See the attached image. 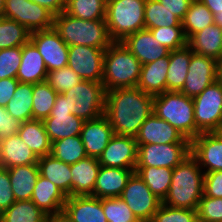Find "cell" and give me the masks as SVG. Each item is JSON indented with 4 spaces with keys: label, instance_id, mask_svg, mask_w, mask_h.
<instances>
[{
    "label": "cell",
    "instance_id": "obj_32",
    "mask_svg": "<svg viewBox=\"0 0 222 222\" xmlns=\"http://www.w3.org/2000/svg\"><path fill=\"white\" fill-rule=\"evenodd\" d=\"M191 60V48L186 45L170 51L167 72V91H180L185 83Z\"/></svg>",
    "mask_w": 222,
    "mask_h": 222
},
{
    "label": "cell",
    "instance_id": "obj_37",
    "mask_svg": "<svg viewBox=\"0 0 222 222\" xmlns=\"http://www.w3.org/2000/svg\"><path fill=\"white\" fill-rule=\"evenodd\" d=\"M107 0H68L65 12L82 20H106Z\"/></svg>",
    "mask_w": 222,
    "mask_h": 222
},
{
    "label": "cell",
    "instance_id": "obj_9",
    "mask_svg": "<svg viewBox=\"0 0 222 222\" xmlns=\"http://www.w3.org/2000/svg\"><path fill=\"white\" fill-rule=\"evenodd\" d=\"M5 18L15 20L31 33L53 28L54 15L31 0H5Z\"/></svg>",
    "mask_w": 222,
    "mask_h": 222
},
{
    "label": "cell",
    "instance_id": "obj_43",
    "mask_svg": "<svg viewBox=\"0 0 222 222\" xmlns=\"http://www.w3.org/2000/svg\"><path fill=\"white\" fill-rule=\"evenodd\" d=\"M46 81L58 94L65 93L83 80L68 66L47 73Z\"/></svg>",
    "mask_w": 222,
    "mask_h": 222
},
{
    "label": "cell",
    "instance_id": "obj_29",
    "mask_svg": "<svg viewBox=\"0 0 222 222\" xmlns=\"http://www.w3.org/2000/svg\"><path fill=\"white\" fill-rule=\"evenodd\" d=\"M39 174L54 183L66 197L71 196V165L56 159L53 155L39 157Z\"/></svg>",
    "mask_w": 222,
    "mask_h": 222
},
{
    "label": "cell",
    "instance_id": "obj_24",
    "mask_svg": "<svg viewBox=\"0 0 222 222\" xmlns=\"http://www.w3.org/2000/svg\"><path fill=\"white\" fill-rule=\"evenodd\" d=\"M101 165L94 157H86L71 165V196L92 195Z\"/></svg>",
    "mask_w": 222,
    "mask_h": 222
},
{
    "label": "cell",
    "instance_id": "obj_28",
    "mask_svg": "<svg viewBox=\"0 0 222 222\" xmlns=\"http://www.w3.org/2000/svg\"><path fill=\"white\" fill-rule=\"evenodd\" d=\"M187 45L198 55L222 60V28L216 24L205 27L193 34Z\"/></svg>",
    "mask_w": 222,
    "mask_h": 222
},
{
    "label": "cell",
    "instance_id": "obj_25",
    "mask_svg": "<svg viewBox=\"0 0 222 222\" xmlns=\"http://www.w3.org/2000/svg\"><path fill=\"white\" fill-rule=\"evenodd\" d=\"M47 67L36 46L29 40L22 46V58L17 80L21 83L36 84L46 81Z\"/></svg>",
    "mask_w": 222,
    "mask_h": 222
},
{
    "label": "cell",
    "instance_id": "obj_15",
    "mask_svg": "<svg viewBox=\"0 0 222 222\" xmlns=\"http://www.w3.org/2000/svg\"><path fill=\"white\" fill-rule=\"evenodd\" d=\"M30 41L44 59L48 72L67 66L68 45L54 28L32 32Z\"/></svg>",
    "mask_w": 222,
    "mask_h": 222
},
{
    "label": "cell",
    "instance_id": "obj_31",
    "mask_svg": "<svg viewBox=\"0 0 222 222\" xmlns=\"http://www.w3.org/2000/svg\"><path fill=\"white\" fill-rule=\"evenodd\" d=\"M18 134L38 157L51 154L52 142L42 120L32 119L22 122Z\"/></svg>",
    "mask_w": 222,
    "mask_h": 222
},
{
    "label": "cell",
    "instance_id": "obj_44",
    "mask_svg": "<svg viewBox=\"0 0 222 222\" xmlns=\"http://www.w3.org/2000/svg\"><path fill=\"white\" fill-rule=\"evenodd\" d=\"M149 30L160 45L166 46L170 51L187 45L183 27H159Z\"/></svg>",
    "mask_w": 222,
    "mask_h": 222
},
{
    "label": "cell",
    "instance_id": "obj_17",
    "mask_svg": "<svg viewBox=\"0 0 222 222\" xmlns=\"http://www.w3.org/2000/svg\"><path fill=\"white\" fill-rule=\"evenodd\" d=\"M137 153L138 145L134 137L114 134L98 160L104 167L135 169Z\"/></svg>",
    "mask_w": 222,
    "mask_h": 222
},
{
    "label": "cell",
    "instance_id": "obj_50",
    "mask_svg": "<svg viewBox=\"0 0 222 222\" xmlns=\"http://www.w3.org/2000/svg\"><path fill=\"white\" fill-rule=\"evenodd\" d=\"M21 123L19 120L13 118L5 109L0 106V139L18 134Z\"/></svg>",
    "mask_w": 222,
    "mask_h": 222
},
{
    "label": "cell",
    "instance_id": "obj_33",
    "mask_svg": "<svg viewBox=\"0 0 222 222\" xmlns=\"http://www.w3.org/2000/svg\"><path fill=\"white\" fill-rule=\"evenodd\" d=\"M171 168L153 167V166H136L135 172L149 187L151 192L161 201L165 199L170 188L172 179Z\"/></svg>",
    "mask_w": 222,
    "mask_h": 222
},
{
    "label": "cell",
    "instance_id": "obj_21",
    "mask_svg": "<svg viewBox=\"0 0 222 222\" xmlns=\"http://www.w3.org/2000/svg\"><path fill=\"white\" fill-rule=\"evenodd\" d=\"M135 169L101 166L91 196L97 198L120 197Z\"/></svg>",
    "mask_w": 222,
    "mask_h": 222
},
{
    "label": "cell",
    "instance_id": "obj_42",
    "mask_svg": "<svg viewBox=\"0 0 222 222\" xmlns=\"http://www.w3.org/2000/svg\"><path fill=\"white\" fill-rule=\"evenodd\" d=\"M102 209L108 222H140L121 197L102 198Z\"/></svg>",
    "mask_w": 222,
    "mask_h": 222
},
{
    "label": "cell",
    "instance_id": "obj_6",
    "mask_svg": "<svg viewBox=\"0 0 222 222\" xmlns=\"http://www.w3.org/2000/svg\"><path fill=\"white\" fill-rule=\"evenodd\" d=\"M146 0H107L106 24L111 39L122 42L128 35L145 28Z\"/></svg>",
    "mask_w": 222,
    "mask_h": 222
},
{
    "label": "cell",
    "instance_id": "obj_53",
    "mask_svg": "<svg viewBox=\"0 0 222 222\" xmlns=\"http://www.w3.org/2000/svg\"><path fill=\"white\" fill-rule=\"evenodd\" d=\"M32 2L43 6L49 10L54 16L65 11V2L63 0H31Z\"/></svg>",
    "mask_w": 222,
    "mask_h": 222
},
{
    "label": "cell",
    "instance_id": "obj_12",
    "mask_svg": "<svg viewBox=\"0 0 222 222\" xmlns=\"http://www.w3.org/2000/svg\"><path fill=\"white\" fill-rule=\"evenodd\" d=\"M105 49L96 47L71 45L68 46V63L82 80L102 83Z\"/></svg>",
    "mask_w": 222,
    "mask_h": 222
},
{
    "label": "cell",
    "instance_id": "obj_59",
    "mask_svg": "<svg viewBox=\"0 0 222 222\" xmlns=\"http://www.w3.org/2000/svg\"><path fill=\"white\" fill-rule=\"evenodd\" d=\"M196 222H214V221H207V220H202V219H196Z\"/></svg>",
    "mask_w": 222,
    "mask_h": 222
},
{
    "label": "cell",
    "instance_id": "obj_2",
    "mask_svg": "<svg viewBox=\"0 0 222 222\" xmlns=\"http://www.w3.org/2000/svg\"><path fill=\"white\" fill-rule=\"evenodd\" d=\"M204 177V171L190 154L173 168L170 188L162 203L174 208L197 210L204 193Z\"/></svg>",
    "mask_w": 222,
    "mask_h": 222
},
{
    "label": "cell",
    "instance_id": "obj_52",
    "mask_svg": "<svg viewBox=\"0 0 222 222\" xmlns=\"http://www.w3.org/2000/svg\"><path fill=\"white\" fill-rule=\"evenodd\" d=\"M19 81L17 78H5L0 80V106L5 107L13 98Z\"/></svg>",
    "mask_w": 222,
    "mask_h": 222
},
{
    "label": "cell",
    "instance_id": "obj_16",
    "mask_svg": "<svg viewBox=\"0 0 222 222\" xmlns=\"http://www.w3.org/2000/svg\"><path fill=\"white\" fill-rule=\"evenodd\" d=\"M190 154L204 173L222 171V136L218 132L200 133L190 142Z\"/></svg>",
    "mask_w": 222,
    "mask_h": 222
},
{
    "label": "cell",
    "instance_id": "obj_11",
    "mask_svg": "<svg viewBox=\"0 0 222 222\" xmlns=\"http://www.w3.org/2000/svg\"><path fill=\"white\" fill-rule=\"evenodd\" d=\"M136 166L173 169L190 155V143L137 144Z\"/></svg>",
    "mask_w": 222,
    "mask_h": 222
},
{
    "label": "cell",
    "instance_id": "obj_54",
    "mask_svg": "<svg viewBox=\"0 0 222 222\" xmlns=\"http://www.w3.org/2000/svg\"><path fill=\"white\" fill-rule=\"evenodd\" d=\"M46 222H73L67 213L62 210L55 214L47 215Z\"/></svg>",
    "mask_w": 222,
    "mask_h": 222
},
{
    "label": "cell",
    "instance_id": "obj_46",
    "mask_svg": "<svg viewBox=\"0 0 222 222\" xmlns=\"http://www.w3.org/2000/svg\"><path fill=\"white\" fill-rule=\"evenodd\" d=\"M22 58V47L0 50V80L16 78Z\"/></svg>",
    "mask_w": 222,
    "mask_h": 222
},
{
    "label": "cell",
    "instance_id": "obj_55",
    "mask_svg": "<svg viewBox=\"0 0 222 222\" xmlns=\"http://www.w3.org/2000/svg\"><path fill=\"white\" fill-rule=\"evenodd\" d=\"M211 12L216 14L222 12V0H200Z\"/></svg>",
    "mask_w": 222,
    "mask_h": 222
},
{
    "label": "cell",
    "instance_id": "obj_57",
    "mask_svg": "<svg viewBox=\"0 0 222 222\" xmlns=\"http://www.w3.org/2000/svg\"><path fill=\"white\" fill-rule=\"evenodd\" d=\"M217 80L222 84V60L218 61Z\"/></svg>",
    "mask_w": 222,
    "mask_h": 222
},
{
    "label": "cell",
    "instance_id": "obj_58",
    "mask_svg": "<svg viewBox=\"0 0 222 222\" xmlns=\"http://www.w3.org/2000/svg\"><path fill=\"white\" fill-rule=\"evenodd\" d=\"M4 7H5V0H0V18H4Z\"/></svg>",
    "mask_w": 222,
    "mask_h": 222
},
{
    "label": "cell",
    "instance_id": "obj_60",
    "mask_svg": "<svg viewBox=\"0 0 222 222\" xmlns=\"http://www.w3.org/2000/svg\"><path fill=\"white\" fill-rule=\"evenodd\" d=\"M218 133L222 136V125H221V127H220Z\"/></svg>",
    "mask_w": 222,
    "mask_h": 222
},
{
    "label": "cell",
    "instance_id": "obj_23",
    "mask_svg": "<svg viewBox=\"0 0 222 222\" xmlns=\"http://www.w3.org/2000/svg\"><path fill=\"white\" fill-rule=\"evenodd\" d=\"M39 157L21 139L19 134L0 139V167L37 164Z\"/></svg>",
    "mask_w": 222,
    "mask_h": 222
},
{
    "label": "cell",
    "instance_id": "obj_5",
    "mask_svg": "<svg viewBox=\"0 0 222 222\" xmlns=\"http://www.w3.org/2000/svg\"><path fill=\"white\" fill-rule=\"evenodd\" d=\"M153 113L175 127L190 142L201 133L194 119L193 99L180 91L155 95Z\"/></svg>",
    "mask_w": 222,
    "mask_h": 222
},
{
    "label": "cell",
    "instance_id": "obj_10",
    "mask_svg": "<svg viewBox=\"0 0 222 222\" xmlns=\"http://www.w3.org/2000/svg\"><path fill=\"white\" fill-rule=\"evenodd\" d=\"M120 197L140 222H150L162 203L136 172L129 178Z\"/></svg>",
    "mask_w": 222,
    "mask_h": 222
},
{
    "label": "cell",
    "instance_id": "obj_20",
    "mask_svg": "<svg viewBox=\"0 0 222 222\" xmlns=\"http://www.w3.org/2000/svg\"><path fill=\"white\" fill-rule=\"evenodd\" d=\"M122 43L143 64L154 62L170 54V50L153 37L149 29H141L128 35Z\"/></svg>",
    "mask_w": 222,
    "mask_h": 222
},
{
    "label": "cell",
    "instance_id": "obj_3",
    "mask_svg": "<svg viewBox=\"0 0 222 222\" xmlns=\"http://www.w3.org/2000/svg\"><path fill=\"white\" fill-rule=\"evenodd\" d=\"M53 28L68 46L83 45L106 50L114 42L106 20H82L63 11L54 16Z\"/></svg>",
    "mask_w": 222,
    "mask_h": 222
},
{
    "label": "cell",
    "instance_id": "obj_41",
    "mask_svg": "<svg viewBox=\"0 0 222 222\" xmlns=\"http://www.w3.org/2000/svg\"><path fill=\"white\" fill-rule=\"evenodd\" d=\"M57 94L47 81L33 84V119L43 120L50 116Z\"/></svg>",
    "mask_w": 222,
    "mask_h": 222
},
{
    "label": "cell",
    "instance_id": "obj_49",
    "mask_svg": "<svg viewBox=\"0 0 222 222\" xmlns=\"http://www.w3.org/2000/svg\"><path fill=\"white\" fill-rule=\"evenodd\" d=\"M203 194L207 197L222 198V171L205 173Z\"/></svg>",
    "mask_w": 222,
    "mask_h": 222
},
{
    "label": "cell",
    "instance_id": "obj_39",
    "mask_svg": "<svg viewBox=\"0 0 222 222\" xmlns=\"http://www.w3.org/2000/svg\"><path fill=\"white\" fill-rule=\"evenodd\" d=\"M51 155L69 165L87 157L80 135L54 141Z\"/></svg>",
    "mask_w": 222,
    "mask_h": 222
},
{
    "label": "cell",
    "instance_id": "obj_30",
    "mask_svg": "<svg viewBox=\"0 0 222 222\" xmlns=\"http://www.w3.org/2000/svg\"><path fill=\"white\" fill-rule=\"evenodd\" d=\"M11 188L16 201L31 200L34 186L39 177L38 164L8 168Z\"/></svg>",
    "mask_w": 222,
    "mask_h": 222
},
{
    "label": "cell",
    "instance_id": "obj_47",
    "mask_svg": "<svg viewBox=\"0 0 222 222\" xmlns=\"http://www.w3.org/2000/svg\"><path fill=\"white\" fill-rule=\"evenodd\" d=\"M197 218L207 221H222V198L207 197L203 194L197 207Z\"/></svg>",
    "mask_w": 222,
    "mask_h": 222
},
{
    "label": "cell",
    "instance_id": "obj_1",
    "mask_svg": "<svg viewBox=\"0 0 222 222\" xmlns=\"http://www.w3.org/2000/svg\"><path fill=\"white\" fill-rule=\"evenodd\" d=\"M154 96L140 88L106 91L105 112L115 135L136 137L140 127L153 113Z\"/></svg>",
    "mask_w": 222,
    "mask_h": 222
},
{
    "label": "cell",
    "instance_id": "obj_56",
    "mask_svg": "<svg viewBox=\"0 0 222 222\" xmlns=\"http://www.w3.org/2000/svg\"><path fill=\"white\" fill-rule=\"evenodd\" d=\"M213 17H214V24L222 28V12L214 14Z\"/></svg>",
    "mask_w": 222,
    "mask_h": 222
},
{
    "label": "cell",
    "instance_id": "obj_27",
    "mask_svg": "<svg viewBox=\"0 0 222 222\" xmlns=\"http://www.w3.org/2000/svg\"><path fill=\"white\" fill-rule=\"evenodd\" d=\"M169 55L154 62L143 64L137 87L153 96L167 91Z\"/></svg>",
    "mask_w": 222,
    "mask_h": 222
},
{
    "label": "cell",
    "instance_id": "obj_45",
    "mask_svg": "<svg viewBox=\"0 0 222 222\" xmlns=\"http://www.w3.org/2000/svg\"><path fill=\"white\" fill-rule=\"evenodd\" d=\"M197 210L174 208L161 203L150 222H196Z\"/></svg>",
    "mask_w": 222,
    "mask_h": 222
},
{
    "label": "cell",
    "instance_id": "obj_48",
    "mask_svg": "<svg viewBox=\"0 0 222 222\" xmlns=\"http://www.w3.org/2000/svg\"><path fill=\"white\" fill-rule=\"evenodd\" d=\"M7 168L0 167V213L15 202Z\"/></svg>",
    "mask_w": 222,
    "mask_h": 222
},
{
    "label": "cell",
    "instance_id": "obj_22",
    "mask_svg": "<svg viewBox=\"0 0 222 222\" xmlns=\"http://www.w3.org/2000/svg\"><path fill=\"white\" fill-rule=\"evenodd\" d=\"M63 210L73 222H108L102 199L91 195L68 196Z\"/></svg>",
    "mask_w": 222,
    "mask_h": 222
},
{
    "label": "cell",
    "instance_id": "obj_36",
    "mask_svg": "<svg viewBox=\"0 0 222 222\" xmlns=\"http://www.w3.org/2000/svg\"><path fill=\"white\" fill-rule=\"evenodd\" d=\"M214 24L212 12L200 1L193 0L182 20V27L188 40L196 32Z\"/></svg>",
    "mask_w": 222,
    "mask_h": 222
},
{
    "label": "cell",
    "instance_id": "obj_4",
    "mask_svg": "<svg viewBox=\"0 0 222 222\" xmlns=\"http://www.w3.org/2000/svg\"><path fill=\"white\" fill-rule=\"evenodd\" d=\"M103 67L105 91L137 87L142 64L122 42H113L105 50Z\"/></svg>",
    "mask_w": 222,
    "mask_h": 222
},
{
    "label": "cell",
    "instance_id": "obj_8",
    "mask_svg": "<svg viewBox=\"0 0 222 222\" xmlns=\"http://www.w3.org/2000/svg\"><path fill=\"white\" fill-rule=\"evenodd\" d=\"M192 99L197 129L201 133L218 132L222 125V84L216 80Z\"/></svg>",
    "mask_w": 222,
    "mask_h": 222
},
{
    "label": "cell",
    "instance_id": "obj_26",
    "mask_svg": "<svg viewBox=\"0 0 222 222\" xmlns=\"http://www.w3.org/2000/svg\"><path fill=\"white\" fill-rule=\"evenodd\" d=\"M66 195L50 180L39 175L31 200L47 215L60 212L64 208Z\"/></svg>",
    "mask_w": 222,
    "mask_h": 222
},
{
    "label": "cell",
    "instance_id": "obj_13",
    "mask_svg": "<svg viewBox=\"0 0 222 222\" xmlns=\"http://www.w3.org/2000/svg\"><path fill=\"white\" fill-rule=\"evenodd\" d=\"M42 121L52 143L66 137L80 135L84 123L68 109L67 100L63 94H57L50 116Z\"/></svg>",
    "mask_w": 222,
    "mask_h": 222
},
{
    "label": "cell",
    "instance_id": "obj_14",
    "mask_svg": "<svg viewBox=\"0 0 222 222\" xmlns=\"http://www.w3.org/2000/svg\"><path fill=\"white\" fill-rule=\"evenodd\" d=\"M218 61L191 50L189 70L181 93L194 98L217 80Z\"/></svg>",
    "mask_w": 222,
    "mask_h": 222
},
{
    "label": "cell",
    "instance_id": "obj_34",
    "mask_svg": "<svg viewBox=\"0 0 222 222\" xmlns=\"http://www.w3.org/2000/svg\"><path fill=\"white\" fill-rule=\"evenodd\" d=\"M33 84L19 82L13 98L5 106L6 111L20 122L33 119Z\"/></svg>",
    "mask_w": 222,
    "mask_h": 222
},
{
    "label": "cell",
    "instance_id": "obj_18",
    "mask_svg": "<svg viewBox=\"0 0 222 222\" xmlns=\"http://www.w3.org/2000/svg\"><path fill=\"white\" fill-rule=\"evenodd\" d=\"M137 144L190 143L175 127L152 113L135 137Z\"/></svg>",
    "mask_w": 222,
    "mask_h": 222
},
{
    "label": "cell",
    "instance_id": "obj_38",
    "mask_svg": "<svg viewBox=\"0 0 222 222\" xmlns=\"http://www.w3.org/2000/svg\"><path fill=\"white\" fill-rule=\"evenodd\" d=\"M144 19L146 29L182 27V21L157 0H146Z\"/></svg>",
    "mask_w": 222,
    "mask_h": 222
},
{
    "label": "cell",
    "instance_id": "obj_7",
    "mask_svg": "<svg viewBox=\"0 0 222 222\" xmlns=\"http://www.w3.org/2000/svg\"><path fill=\"white\" fill-rule=\"evenodd\" d=\"M62 94L66 97L71 113L83 121L104 115L106 91L102 83L83 80Z\"/></svg>",
    "mask_w": 222,
    "mask_h": 222
},
{
    "label": "cell",
    "instance_id": "obj_19",
    "mask_svg": "<svg viewBox=\"0 0 222 222\" xmlns=\"http://www.w3.org/2000/svg\"><path fill=\"white\" fill-rule=\"evenodd\" d=\"M113 136L114 130L105 115L84 121L80 133L86 155L97 159Z\"/></svg>",
    "mask_w": 222,
    "mask_h": 222
},
{
    "label": "cell",
    "instance_id": "obj_51",
    "mask_svg": "<svg viewBox=\"0 0 222 222\" xmlns=\"http://www.w3.org/2000/svg\"><path fill=\"white\" fill-rule=\"evenodd\" d=\"M181 21L188 12L193 0H157Z\"/></svg>",
    "mask_w": 222,
    "mask_h": 222
},
{
    "label": "cell",
    "instance_id": "obj_35",
    "mask_svg": "<svg viewBox=\"0 0 222 222\" xmlns=\"http://www.w3.org/2000/svg\"><path fill=\"white\" fill-rule=\"evenodd\" d=\"M46 218L32 200L15 201L1 213V222H46Z\"/></svg>",
    "mask_w": 222,
    "mask_h": 222
},
{
    "label": "cell",
    "instance_id": "obj_40",
    "mask_svg": "<svg viewBox=\"0 0 222 222\" xmlns=\"http://www.w3.org/2000/svg\"><path fill=\"white\" fill-rule=\"evenodd\" d=\"M31 32L15 20L0 18V50L22 47L30 40Z\"/></svg>",
    "mask_w": 222,
    "mask_h": 222
}]
</instances>
